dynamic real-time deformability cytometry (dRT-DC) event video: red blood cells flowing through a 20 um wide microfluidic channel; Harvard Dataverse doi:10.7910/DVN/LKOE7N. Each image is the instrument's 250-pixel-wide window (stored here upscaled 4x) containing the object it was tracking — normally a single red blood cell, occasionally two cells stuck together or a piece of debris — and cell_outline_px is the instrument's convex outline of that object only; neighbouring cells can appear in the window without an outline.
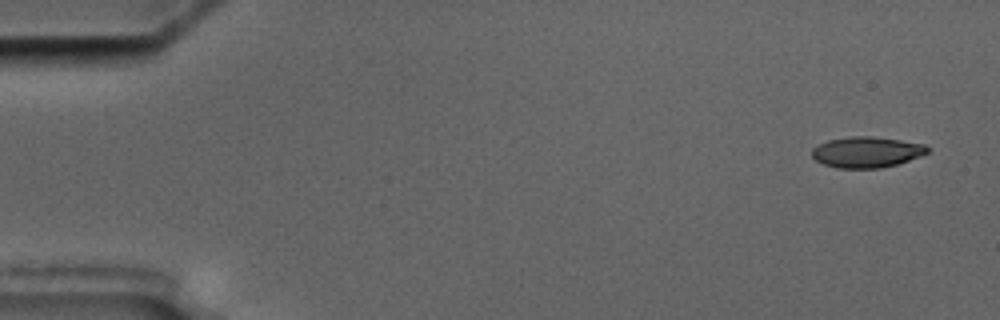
{"species": "common noctule bat (a hibernating species)", "species_latin": "Nyctalus noctula", "temperature_condition": "cold", "stored_images_in_passage": 11, "camera_frame_rate_fps": 3000, "um_per_image_px": 0.085, "animal": {"sex": "male", "body_mass_g": 17.5, "forearm_length_mm": 52.3}, "frame": {"image": 1, "passage_image": 1, "time_ms": 0.0, "image_size_px": [1000, 320], "cell_outline_px": [[928, 152], [920, 156], [896, 164], [880, 168], [836, 168], [824, 164], [816, 160], [812, 156], [812, 148], [828, 140], [852, 136], [872, 136], [900, 140], [924, 144], [928, 148]], "centroid_in_image_um": [73.65, 12.93], "position_along_channel_um": 11.4, "area_um2": 20.58}}
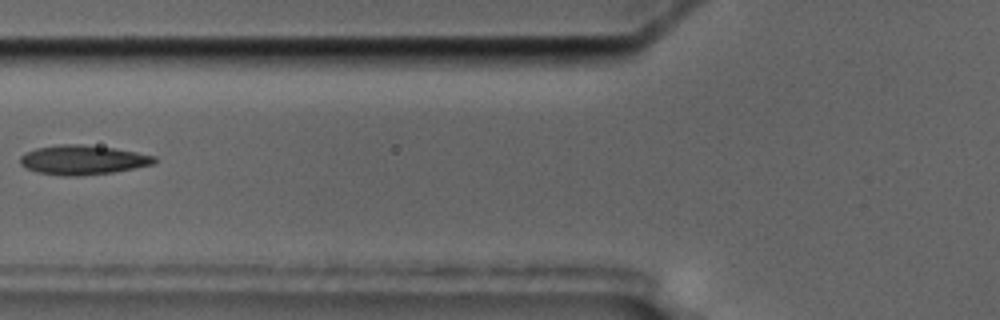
{"frame": {"image": 2, "passage_image": 6, "time_ms": 6.667, "image_size_px": [1000, 320], "cell_outline_px": [[156, 160], [152, 164], [112, 172], [76, 176], [64, 176], [36, 172], [20, 164], [20, 156], [24, 152], [36, 148], [56, 144], [80, 144], [116, 148], [156, 156]], "centroid_in_image_um": [6.99, 13.58], "position_along_channel_um": 118.8, "area_um2": 22.95}}
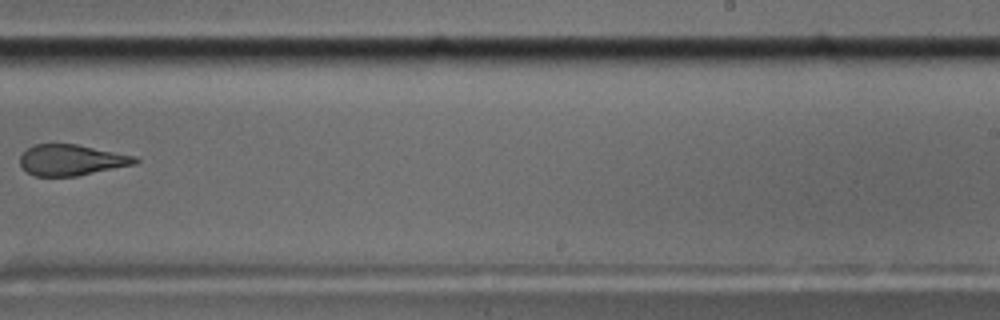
{"frame": {"image": 3, "passage_image": 10, "time_ms": 11.333, "image_size_px": [1000, 320], "cell_outline_px": [[140, 160], [136, 164], [76, 176], [36, 176], [28, 172], [20, 164], [20, 156], [32, 144], [76, 144], [136, 156]], "centroid_in_image_um": [6.09, 13.6], "position_along_channel_um": 282.9, "area_um2": 20.63}}